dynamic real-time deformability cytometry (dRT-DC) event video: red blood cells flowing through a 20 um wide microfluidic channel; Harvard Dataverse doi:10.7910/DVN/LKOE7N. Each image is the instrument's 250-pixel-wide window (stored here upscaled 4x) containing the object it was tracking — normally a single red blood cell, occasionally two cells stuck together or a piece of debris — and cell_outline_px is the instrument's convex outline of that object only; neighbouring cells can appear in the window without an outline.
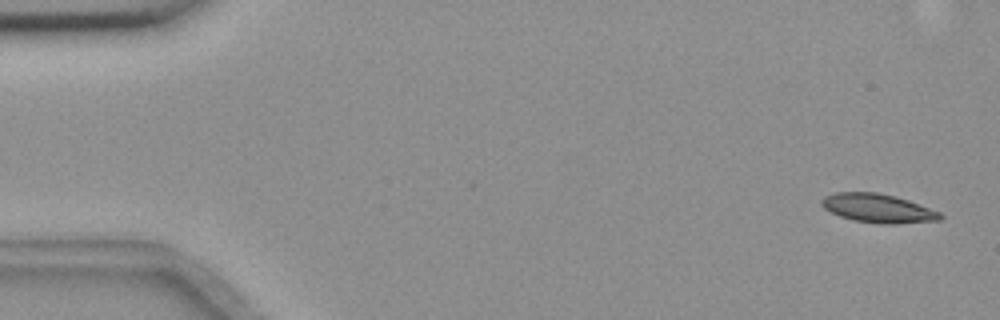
{"species": "common noctule bat (a hibernating species)", "species_latin": "Nyctalus noctula", "temperature_condition": "room temperature", "stored_images_in_passage": 56, "camera_frame_rate_fps": 3000, "um_per_image_px": 0.085, "animal": {"sex": "female", "body_mass_g": 18.4}, "frame": {"image": 1, "passage_image": 2, "time_ms": 0.333, "image_size_px": [1000, 320], "cell_outline_px": [[944, 216], [940, 220], [896, 224], [880, 224], [852, 220], [840, 216], [824, 208], [820, 204], [820, 200], [824, 196], [836, 192], [876, 192], [896, 196], [908, 200], [940, 212]], "centroid_in_image_um": [74.62, 17.7], "position_along_channel_um": 10.4, "area_um2": 20.0}}
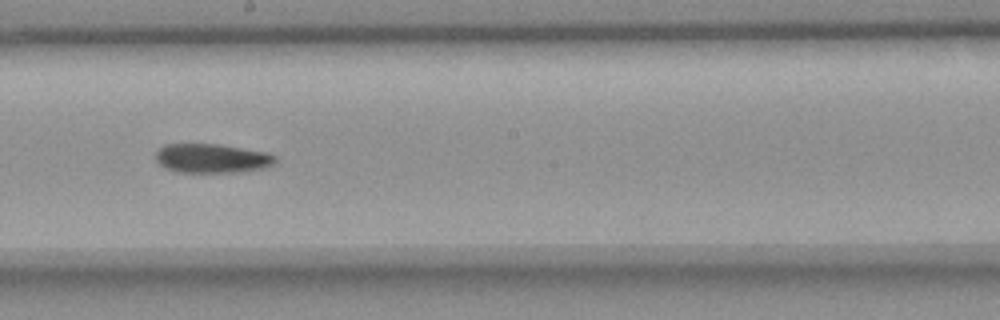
{"frame": {"image": 2, "passage_image": 31, "time_ms": 10.0, "image_size_px": [1000, 320], "cell_outline_px": [[276, 160], [272, 164], [264, 168], [244, 172], [180, 172], [168, 168], [160, 164], [156, 160], [156, 152], [164, 144], [220, 144], [268, 152], [276, 156]], "centroid_in_image_um": [18.05, 13.45], "position_along_channel_um": 230.1, "area_um2": 20.35}}
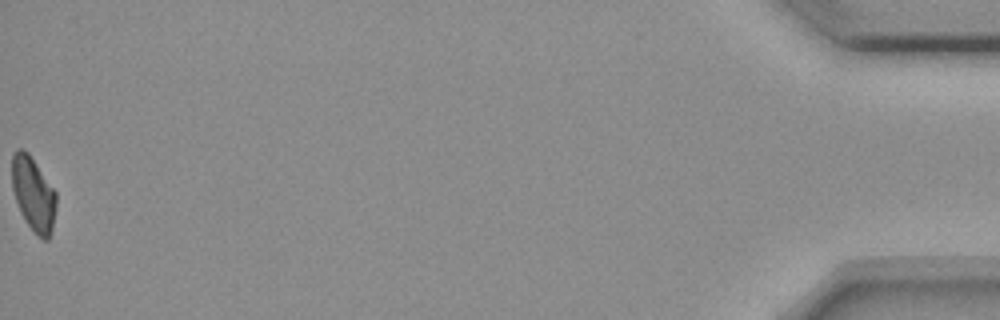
{"frame": {"image": 3, "passage_image": 56, "time_ms": 18.333, "image_size_px": [1000, 320], "cell_outline_px": [[56, 208], [52, 228], [48, 240], [44, 240], [28, 224], [20, 212], [12, 188], [12, 152], [16, 148], [24, 148], [28, 152], [56, 192]], "centroid_in_image_um": [2.82, 16.43], "position_along_channel_um": 432.4, "area_um2": 18.96}, "authors_computed_cell_mechanics": {"area_um2": 20.4034, "velocity_mm_per_s": 3.6304, "shape_relaxation_time_tau1_ms": 4.632, "shape_relaxation_time_tau2_ms": null, "deformation_change_tau1": 0.1374, "deformation_change_tau2": null}}